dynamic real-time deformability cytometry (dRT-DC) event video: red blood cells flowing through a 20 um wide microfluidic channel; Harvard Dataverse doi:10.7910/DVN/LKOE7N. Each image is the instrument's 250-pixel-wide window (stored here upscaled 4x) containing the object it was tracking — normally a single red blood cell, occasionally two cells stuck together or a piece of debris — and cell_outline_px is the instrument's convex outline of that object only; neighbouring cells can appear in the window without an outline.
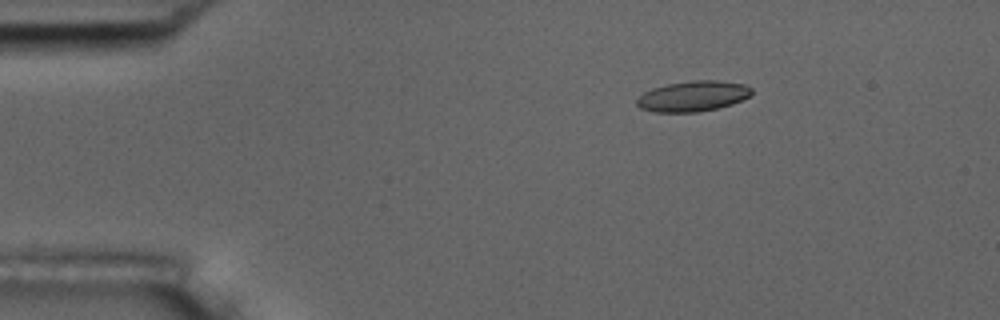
{"species": "common noctule bat (a hibernating species)", "species_latin": "Nyctalus noctula", "temperature_condition": "room temperature", "stored_images_in_passage": 3, "camera_frame_rate_fps": 3000, "um_per_image_px": 0.085, "animal": {"sex": "male", "body_mass_g": 17.5, "forearm_length_mm": 52.3}, "frame": {"image": 1, "passage_image": 1, "time_ms": 0.0, "image_size_px": [1000, 320], "cell_outline_px": [[752, 96], [732, 104], [716, 108], [696, 112], [656, 112], [640, 108], [636, 104], [636, 100], [644, 92], [652, 88], [668, 84], [692, 80], [716, 80], [744, 84], [752, 88]], "centroid_in_image_um": [58.92, 8.17], "position_along_channel_um": 26.1, "area_um2": 20.4}}